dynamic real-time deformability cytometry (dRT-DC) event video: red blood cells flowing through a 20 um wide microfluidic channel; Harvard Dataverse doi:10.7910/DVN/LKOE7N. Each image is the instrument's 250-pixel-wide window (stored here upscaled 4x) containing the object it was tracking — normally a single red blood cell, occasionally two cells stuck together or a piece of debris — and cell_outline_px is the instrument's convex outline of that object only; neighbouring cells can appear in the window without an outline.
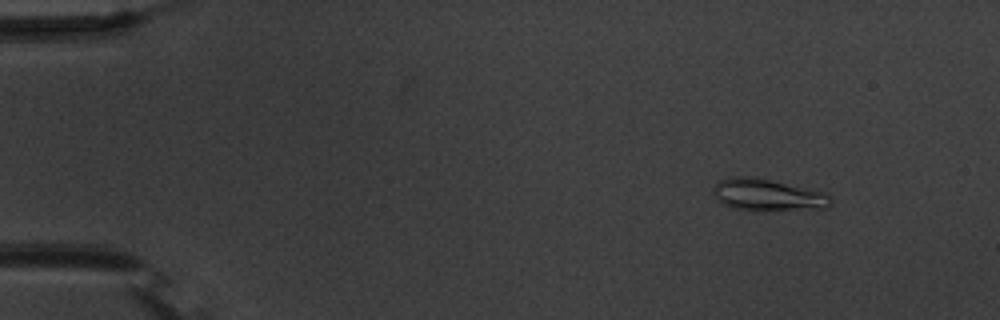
{"species": "common noctule bat (a hibernating species)", "species_latin": "Nyctalus noctula", "temperature_condition": "warm", "stored_images_in_passage": 49, "camera_frame_rate_fps": 3000, "um_per_image_px": 0.085, "animal": {"sex": "male", "body_mass_g": 20.1, "forearm_length_mm": 53.5}, "frame": {"image": 1, "passage_image": 1, "time_ms": 0.0, "image_size_px": [1000, 320], "cell_outline_px": [[832, 204], [828, 208], [752, 212], [720, 204], [716, 200], [712, 192], [712, 188], [720, 180], [732, 176], [756, 176], [828, 192], [832, 200]], "centroid_in_image_um": [65.27, 16.58], "position_along_channel_um": 19.7, "area_um2": 22.89}}
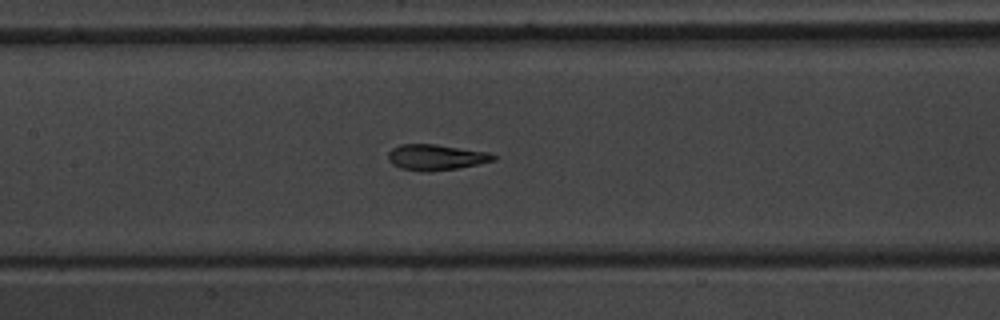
{"frame": {"image": 2, "passage_image": 21, "time_ms": 6.667, "image_size_px": [1000, 320], "cell_outline_px": [[496, 160], [456, 168], [428, 172], [420, 172], [400, 168], [392, 164], [388, 160], [388, 152], [392, 148], [400, 144], [436, 144], [488, 152], [496, 156]], "centroid_in_image_um": [37.01, 13.37], "position_along_channel_um": 170.4, "area_um2": 15.84}}
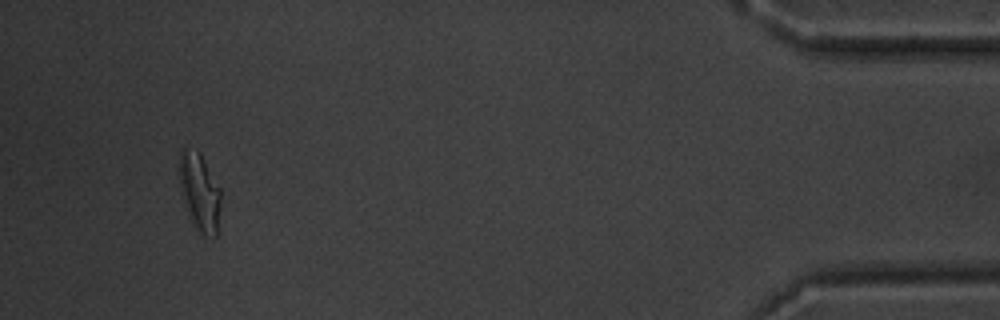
{"frame": {"image": 3, "passage_image": 46, "time_ms": 15.0, "image_size_px": [1000, 320], "cell_outline_px": [[220, 204], [216, 236], [212, 240], [204, 236], [192, 224], [184, 208], [180, 184], [180, 152], [184, 148], [200, 152], [220, 188]], "centroid_in_image_um": [16.97, 16.39], "position_along_channel_um": 418.2, "area_um2": 18.84}, "authors_computed_cell_mechanics": {"area_um2": 16.5886, "velocity_mm_per_s": 3.7629, "shape_relaxation_time_tau1_ms": 4.4514, "shape_relaxation_time_tau2_ms": 1.4705, "deformation_change_tau1": 0.1579, "deformation_change_tau2": 0.0778}}